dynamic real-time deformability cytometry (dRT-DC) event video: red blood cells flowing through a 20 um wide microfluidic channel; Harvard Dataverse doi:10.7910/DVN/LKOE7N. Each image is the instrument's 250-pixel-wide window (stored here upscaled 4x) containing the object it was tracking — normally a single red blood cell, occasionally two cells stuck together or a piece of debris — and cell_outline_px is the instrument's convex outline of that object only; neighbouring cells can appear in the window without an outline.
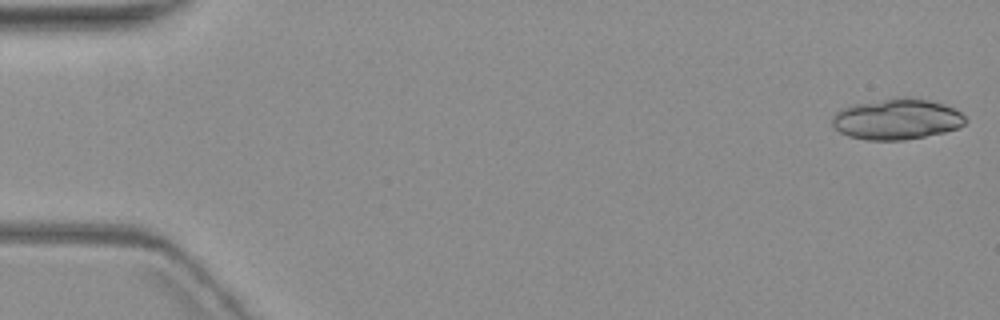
{"species": "common noctule bat (a hibernating species)", "species_latin": "Nyctalus noctula", "temperature_condition": "warm", "stored_images_in_passage": 7, "camera_frame_rate_fps": 3000, "um_per_image_px": 0.085, "animal": {"sex": "female", "body_mass_g": 19.3, "forearm_length_mm": 54.1}, "frame": {"image": 1, "passage_image": 1, "time_ms": 0.0, "image_size_px": [1000, 320], "cell_outline_px": [[968, 120], [960, 128], [944, 132], [904, 140], [868, 140], [848, 136], [840, 132], [832, 124], [832, 116], [840, 108], [856, 104], [896, 96], [908, 96], [928, 100], [944, 104], [960, 112]], "centroid_in_image_um": [76.23, 10.11], "position_along_channel_um": 8.8, "area_um2": 31.91}}